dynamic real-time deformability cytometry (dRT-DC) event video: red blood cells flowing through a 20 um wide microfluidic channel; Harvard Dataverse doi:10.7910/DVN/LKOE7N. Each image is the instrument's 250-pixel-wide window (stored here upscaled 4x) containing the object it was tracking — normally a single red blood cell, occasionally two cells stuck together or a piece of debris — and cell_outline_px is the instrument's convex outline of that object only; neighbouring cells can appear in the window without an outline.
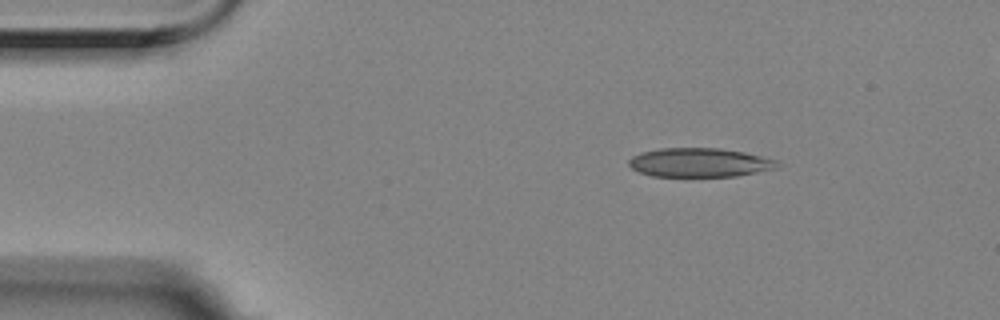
{"species": "Egyptian fruit bat (a non-hibernating species)", "species_latin": "Rousettus aegyptiacus", "temperature_condition": "room temperature", "stored_images_in_passage": 49, "camera_frame_rate_fps": 3000, "um_per_image_px": 0.085, "animal": {"sex": "female"}, "frame": {"image": 1, "passage_image": 1, "time_ms": 0.0, "image_size_px": [1000, 320], "cell_outline_px": [[784, 164], [780, 168], [736, 176], [652, 176], [640, 172], [632, 168], [628, 164], [628, 160], [632, 156], [640, 152], [660, 148], [720, 148], [744, 152], [780, 160]], "centroid_in_image_um": [59.54, 13.81], "position_along_channel_um": 25.5, "area_um2": 25.43}}
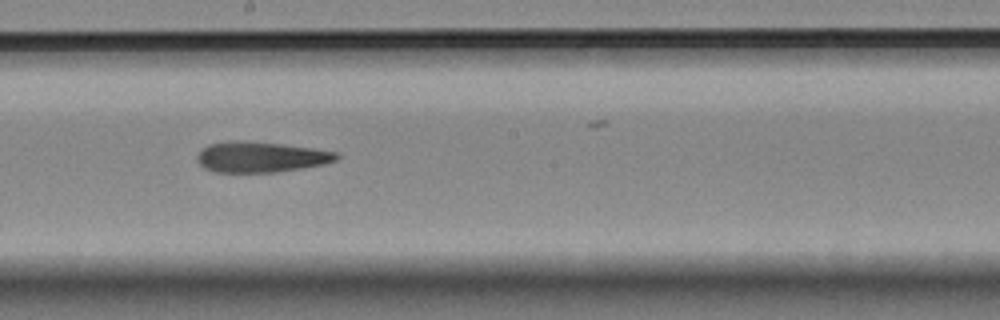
{"frame": {"image": 2, "passage_image": 23, "time_ms": 7.333, "image_size_px": [1000, 320], "cell_outline_px": [[340, 156], [336, 160], [324, 164], [276, 172], [216, 172], [204, 168], [200, 164], [196, 156], [208, 144], [228, 140], [240, 140], [280, 144], [312, 148], [340, 152]], "centroid_in_image_um": [22.17, 13.34], "position_along_channel_um": 226.0, "area_um2": 24.8}}
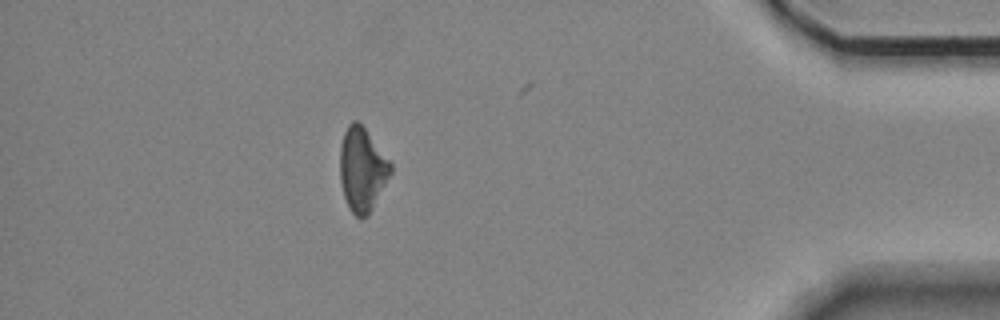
{"frame": {"image": 3, "passage_image": 42, "time_ms": 13.667, "image_size_px": [1000, 320], "cell_outline_px": [[392, 172], [368, 216], [356, 216], [348, 208], [344, 196], [340, 180], [340, 144], [344, 132], [348, 124], [352, 120], [356, 120], [364, 128], [392, 160]], "centroid_in_image_um": [30.8, 14.38], "position_along_channel_um": 404.4, "area_um2": 24.91}}